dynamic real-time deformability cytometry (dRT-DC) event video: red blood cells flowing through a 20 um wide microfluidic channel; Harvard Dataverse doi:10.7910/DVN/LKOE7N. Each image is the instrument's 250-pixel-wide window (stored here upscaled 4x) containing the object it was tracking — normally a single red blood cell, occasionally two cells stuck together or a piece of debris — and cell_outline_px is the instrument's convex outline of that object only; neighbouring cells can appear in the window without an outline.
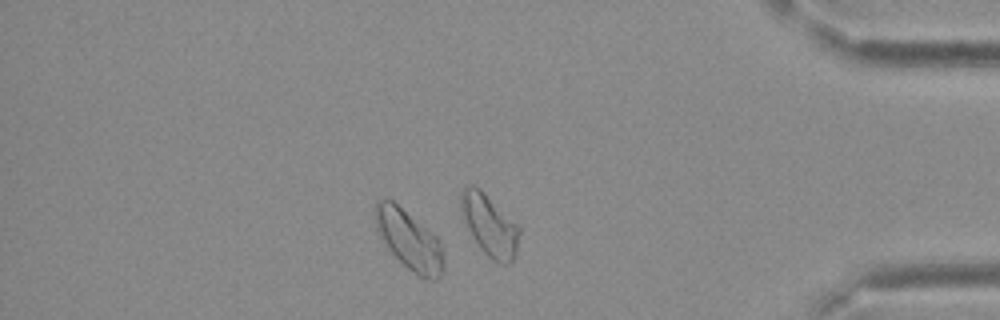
{"species": "Egyptian fruit bat (a non-hibernating species)", "species_latin": "Rousettus aegyptiacus", "temperature_condition": "cold", "stored_images_in_passage": 36, "camera_frame_rate_fps": 3000, "um_per_image_px": 0.085, "frame": {"image": 1, "passage_image": 31, "time_ms": 10.0, "image_size_px": [1000, 320], "cell_outline_px": [[444, 268], [440, 276], [436, 280], [424, 280], [408, 268], [384, 244], [376, 228], [372, 208], [376, 200], [392, 200], [432, 232], [444, 244]], "centroid_in_image_um": [34.79, 20.4], "position_along_channel_um": 400.4, "area_um2": 24.1}}